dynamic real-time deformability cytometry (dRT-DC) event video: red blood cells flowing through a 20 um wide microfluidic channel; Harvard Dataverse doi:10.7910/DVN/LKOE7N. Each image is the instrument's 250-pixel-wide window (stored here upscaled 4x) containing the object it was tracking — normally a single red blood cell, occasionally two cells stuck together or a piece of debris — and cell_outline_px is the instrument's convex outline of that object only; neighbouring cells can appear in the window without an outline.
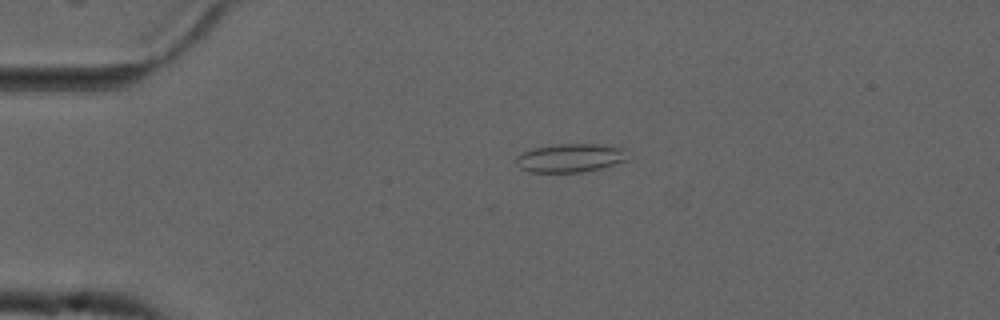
{"species": "common noctule bat (a hibernating species)", "species_latin": "Nyctalus noctula", "temperature_condition": "cold", "stored_images_in_passage": 18, "camera_frame_rate_fps": 3000, "um_per_image_px": 0.085, "animal": {"sex": "male", "forearm_length_mm": 52.5}, "frame": {"image": 1, "passage_image": 12, "time_ms": 3.667, "image_size_px": [1000, 320], "cell_outline_px": [[628, 160], [600, 168], [584, 172], [528, 172], [520, 168], [516, 164], [516, 156], [532, 148], [552, 144], [592, 144], [628, 148]], "centroid_in_image_um": [48.49, 13.42], "position_along_channel_um": 36.5, "area_um2": 18.79}}